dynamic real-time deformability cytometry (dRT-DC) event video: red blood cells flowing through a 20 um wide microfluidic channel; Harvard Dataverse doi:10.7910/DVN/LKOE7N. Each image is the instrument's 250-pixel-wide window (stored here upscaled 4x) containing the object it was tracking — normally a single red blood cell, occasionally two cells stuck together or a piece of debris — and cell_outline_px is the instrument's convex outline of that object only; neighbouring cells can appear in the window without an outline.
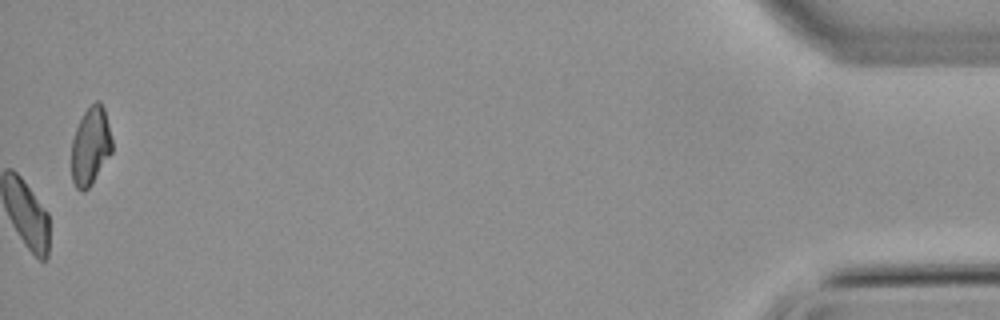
{"species": "common noctule bat (a hibernating species)", "species_latin": "Nyctalus noctula", "temperature_condition": "warm", "stored_images_in_passage": 53, "camera_frame_rate_fps": 3000, "um_per_image_px": 0.085, "animal": {"sex": "male", "body_mass_g": 21.5, "forearm_length_mm": 52.0}, "frame": {"image": 1, "passage_image": 53, "time_ms": 17.333, "image_size_px": [1000, 320], "cell_outline_px": [[112, 152], [92, 184], [84, 192], [80, 192], [76, 188], [72, 180], [72, 140], [76, 128], [84, 112], [96, 100], [100, 100], [104, 108], [112, 140]], "centroid_in_image_um": [7.7, 12.44], "position_along_channel_um": 427.5, "area_um2": 18.44}}